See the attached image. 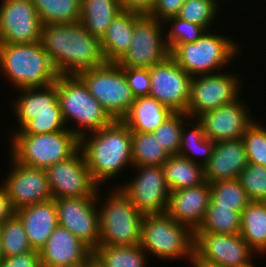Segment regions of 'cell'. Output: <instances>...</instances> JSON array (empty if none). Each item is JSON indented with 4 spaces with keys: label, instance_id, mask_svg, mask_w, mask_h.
Here are the masks:
<instances>
[{
    "label": "cell",
    "instance_id": "1",
    "mask_svg": "<svg viewBox=\"0 0 266 267\" xmlns=\"http://www.w3.org/2000/svg\"><path fill=\"white\" fill-rule=\"evenodd\" d=\"M40 41L59 75H78L107 62L100 39L81 22L44 24Z\"/></svg>",
    "mask_w": 266,
    "mask_h": 267
},
{
    "label": "cell",
    "instance_id": "2",
    "mask_svg": "<svg viewBox=\"0 0 266 267\" xmlns=\"http://www.w3.org/2000/svg\"><path fill=\"white\" fill-rule=\"evenodd\" d=\"M80 150L100 187L108 180L110 185V180L122 175L125 168L133 167L131 130L122 120H113L100 130L82 136Z\"/></svg>",
    "mask_w": 266,
    "mask_h": 267
},
{
    "label": "cell",
    "instance_id": "3",
    "mask_svg": "<svg viewBox=\"0 0 266 267\" xmlns=\"http://www.w3.org/2000/svg\"><path fill=\"white\" fill-rule=\"evenodd\" d=\"M0 71L16 90L44 88L59 76L41 41L0 43Z\"/></svg>",
    "mask_w": 266,
    "mask_h": 267
},
{
    "label": "cell",
    "instance_id": "4",
    "mask_svg": "<svg viewBox=\"0 0 266 267\" xmlns=\"http://www.w3.org/2000/svg\"><path fill=\"white\" fill-rule=\"evenodd\" d=\"M16 91L19 95L11 99L10 107L17 125L8 134L18 130L32 135L69 131L58 101L56 82L44 88Z\"/></svg>",
    "mask_w": 266,
    "mask_h": 267
},
{
    "label": "cell",
    "instance_id": "5",
    "mask_svg": "<svg viewBox=\"0 0 266 267\" xmlns=\"http://www.w3.org/2000/svg\"><path fill=\"white\" fill-rule=\"evenodd\" d=\"M110 189L106 197L101 195V187L97 192L100 223L99 245L134 246L140 244L144 215L118 186L114 185Z\"/></svg>",
    "mask_w": 266,
    "mask_h": 267
},
{
    "label": "cell",
    "instance_id": "6",
    "mask_svg": "<svg viewBox=\"0 0 266 267\" xmlns=\"http://www.w3.org/2000/svg\"><path fill=\"white\" fill-rule=\"evenodd\" d=\"M216 32L206 30L195 42L177 45L170 57L192 77L223 71L242 52V45L232 36Z\"/></svg>",
    "mask_w": 266,
    "mask_h": 267
},
{
    "label": "cell",
    "instance_id": "7",
    "mask_svg": "<svg viewBox=\"0 0 266 267\" xmlns=\"http://www.w3.org/2000/svg\"><path fill=\"white\" fill-rule=\"evenodd\" d=\"M55 82L65 124L79 139L113 121L78 75H59Z\"/></svg>",
    "mask_w": 266,
    "mask_h": 267
},
{
    "label": "cell",
    "instance_id": "8",
    "mask_svg": "<svg viewBox=\"0 0 266 267\" xmlns=\"http://www.w3.org/2000/svg\"><path fill=\"white\" fill-rule=\"evenodd\" d=\"M10 136V155L18 163L33 168L46 169L69 159L80 149V139L71 131L32 135L18 130Z\"/></svg>",
    "mask_w": 266,
    "mask_h": 267
},
{
    "label": "cell",
    "instance_id": "9",
    "mask_svg": "<svg viewBox=\"0 0 266 267\" xmlns=\"http://www.w3.org/2000/svg\"><path fill=\"white\" fill-rule=\"evenodd\" d=\"M140 246L149 258L154 256L165 261L189 259L191 264L194 257V232L167 213L144 215Z\"/></svg>",
    "mask_w": 266,
    "mask_h": 267
},
{
    "label": "cell",
    "instance_id": "10",
    "mask_svg": "<svg viewBox=\"0 0 266 267\" xmlns=\"http://www.w3.org/2000/svg\"><path fill=\"white\" fill-rule=\"evenodd\" d=\"M78 76L113 120H122L135 101L125 72L116 62H106Z\"/></svg>",
    "mask_w": 266,
    "mask_h": 267
},
{
    "label": "cell",
    "instance_id": "11",
    "mask_svg": "<svg viewBox=\"0 0 266 267\" xmlns=\"http://www.w3.org/2000/svg\"><path fill=\"white\" fill-rule=\"evenodd\" d=\"M235 72L236 70L225 73L223 70L213 74L193 76L186 114L194 119L204 112L237 100L243 94L241 87L244 81L241 79V74Z\"/></svg>",
    "mask_w": 266,
    "mask_h": 267
},
{
    "label": "cell",
    "instance_id": "12",
    "mask_svg": "<svg viewBox=\"0 0 266 267\" xmlns=\"http://www.w3.org/2000/svg\"><path fill=\"white\" fill-rule=\"evenodd\" d=\"M164 22L143 15L135 24L129 49L116 62L120 67L151 68L170 57Z\"/></svg>",
    "mask_w": 266,
    "mask_h": 267
},
{
    "label": "cell",
    "instance_id": "13",
    "mask_svg": "<svg viewBox=\"0 0 266 267\" xmlns=\"http://www.w3.org/2000/svg\"><path fill=\"white\" fill-rule=\"evenodd\" d=\"M136 175L118 187L143 215L164 214L168 209L170 190L162 166H133Z\"/></svg>",
    "mask_w": 266,
    "mask_h": 267
},
{
    "label": "cell",
    "instance_id": "14",
    "mask_svg": "<svg viewBox=\"0 0 266 267\" xmlns=\"http://www.w3.org/2000/svg\"><path fill=\"white\" fill-rule=\"evenodd\" d=\"M254 255L257 256L240 234L194 232L192 261H206L222 267H253Z\"/></svg>",
    "mask_w": 266,
    "mask_h": 267
},
{
    "label": "cell",
    "instance_id": "15",
    "mask_svg": "<svg viewBox=\"0 0 266 267\" xmlns=\"http://www.w3.org/2000/svg\"><path fill=\"white\" fill-rule=\"evenodd\" d=\"M52 198L97 197L100 186L94 181L82 151L45 169Z\"/></svg>",
    "mask_w": 266,
    "mask_h": 267
},
{
    "label": "cell",
    "instance_id": "16",
    "mask_svg": "<svg viewBox=\"0 0 266 267\" xmlns=\"http://www.w3.org/2000/svg\"><path fill=\"white\" fill-rule=\"evenodd\" d=\"M58 224L94 251L100 241L97 197L56 198Z\"/></svg>",
    "mask_w": 266,
    "mask_h": 267
},
{
    "label": "cell",
    "instance_id": "17",
    "mask_svg": "<svg viewBox=\"0 0 266 267\" xmlns=\"http://www.w3.org/2000/svg\"><path fill=\"white\" fill-rule=\"evenodd\" d=\"M10 171L1 186L5 189L15 210L52 200L45 169L18 163L10 154Z\"/></svg>",
    "mask_w": 266,
    "mask_h": 267
},
{
    "label": "cell",
    "instance_id": "18",
    "mask_svg": "<svg viewBox=\"0 0 266 267\" xmlns=\"http://www.w3.org/2000/svg\"><path fill=\"white\" fill-rule=\"evenodd\" d=\"M149 95L172 112H184L189 102L192 76L171 57L150 68Z\"/></svg>",
    "mask_w": 266,
    "mask_h": 267
},
{
    "label": "cell",
    "instance_id": "19",
    "mask_svg": "<svg viewBox=\"0 0 266 267\" xmlns=\"http://www.w3.org/2000/svg\"><path fill=\"white\" fill-rule=\"evenodd\" d=\"M42 26L32 0H0V43L40 41Z\"/></svg>",
    "mask_w": 266,
    "mask_h": 267
},
{
    "label": "cell",
    "instance_id": "20",
    "mask_svg": "<svg viewBox=\"0 0 266 267\" xmlns=\"http://www.w3.org/2000/svg\"><path fill=\"white\" fill-rule=\"evenodd\" d=\"M240 96L232 103L202 113L196 119L205 136L213 142L242 139L246 129L255 121L247 101ZM252 114V115H251Z\"/></svg>",
    "mask_w": 266,
    "mask_h": 267
},
{
    "label": "cell",
    "instance_id": "21",
    "mask_svg": "<svg viewBox=\"0 0 266 267\" xmlns=\"http://www.w3.org/2000/svg\"><path fill=\"white\" fill-rule=\"evenodd\" d=\"M39 252L42 267H87L92 263L93 251L59 225Z\"/></svg>",
    "mask_w": 266,
    "mask_h": 267
},
{
    "label": "cell",
    "instance_id": "22",
    "mask_svg": "<svg viewBox=\"0 0 266 267\" xmlns=\"http://www.w3.org/2000/svg\"><path fill=\"white\" fill-rule=\"evenodd\" d=\"M211 199V184L170 192L167 214L195 232L204 220Z\"/></svg>",
    "mask_w": 266,
    "mask_h": 267
},
{
    "label": "cell",
    "instance_id": "23",
    "mask_svg": "<svg viewBox=\"0 0 266 267\" xmlns=\"http://www.w3.org/2000/svg\"><path fill=\"white\" fill-rule=\"evenodd\" d=\"M248 164L242 139L215 142L213 154L204 166L205 179L209 183L237 179Z\"/></svg>",
    "mask_w": 266,
    "mask_h": 267
},
{
    "label": "cell",
    "instance_id": "24",
    "mask_svg": "<svg viewBox=\"0 0 266 267\" xmlns=\"http://www.w3.org/2000/svg\"><path fill=\"white\" fill-rule=\"evenodd\" d=\"M21 220L31 247L40 250L59 225L54 199L21 207L15 213Z\"/></svg>",
    "mask_w": 266,
    "mask_h": 267
},
{
    "label": "cell",
    "instance_id": "25",
    "mask_svg": "<svg viewBox=\"0 0 266 267\" xmlns=\"http://www.w3.org/2000/svg\"><path fill=\"white\" fill-rule=\"evenodd\" d=\"M142 16L137 12L123 10L112 20L106 33L100 39L102 52L107 62H117L129 49L133 39L134 24Z\"/></svg>",
    "mask_w": 266,
    "mask_h": 267
},
{
    "label": "cell",
    "instance_id": "26",
    "mask_svg": "<svg viewBox=\"0 0 266 267\" xmlns=\"http://www.w3.org/2000/svg\"><path fill=\"white\" fill-rule=\"evenodd\" d=\"M172 113L174 112L153 97H138L135 98L122 121L129 127L131 132L152 133Z\"/></svg>",
    "mask_w": 266,
    "mask_h": 267
},
{
    "label": "cell",
    "instance_id": "27",
    "mask_svg": "<svg viewBox=\"0 0 266 267\" xmlns=\"http://www.w3.org/2000/svg\"><path fill=\"white\" fill-rule=\"evenodd\" d=\"M162 169L170 192L206 182L204 167L180 155L169 156Z\"/></svg>",
    "mask_w": 266,
    "mask_h": 267
},
{
    "label": "cell",
    "instance_id": "28",
    "mask_svg": "<svg viewBox=\"0 0 266 267\" xmlns=\"http://www.w3.org/2000/svg\"><path fill=\"white\" fill-rule=\"evenodd\" d=\"M122 11L119 0H81L80 22L88 32L101 39Z\"/></svg>",
    "mask_w": 266,
    "mask_h": 267
},
{
    "label": "cell",
    "instance_id": "29",
    "mask_svg": "<svg viewBox=\"0 0 266 267\" xmlns=\"http://www.w3.org/2000/svg\"><path fill=\"white\" fill-rule=\"evenodd\" d=\"M214 148L215 142L205 136L201 123L196 118H189L181 131L178 155L204 167L209 162Z\"/></svg>",
    "mask_w": 266,
    "mask_h": 267
},
{
    "label": "cell",
    "instance_id": "30",
    "mask_svg": "<svg viewBox=\"0 0 266 267\" xmlns=\"http://www.w3.org/2000/svg\"><path fill=\"white\" fill-rule=\"evenodd\" d=\"M240 235L259 255H266V202L251 201L241 213Z\"/></svg>",
    "mask_w": 266,
    "mask_h": 267
},
{
    "label": "cell",
    "instance_id": "31",
    "mask_svg": "<svg viewBox=\"0 0 266 267\" xmlns=\"http://www.w3.org/2000/svg\"><path fill=\"white\" fill-rule=\"evenodd\" d=\"M149 256L138 245L134 246H103L93 251L92 263L97 267H147Z\"/></svg>",
    "mask_w": 266,
    "mask_h": 267
},
{
    "label": "cell",
    "instance_id": "32",
    "mask_svg": "<svg viewBox=\"0 0 266 267\" xmlns=\"http://www.w3.org/2000/svg\"><path fill=\"white\" fill-rule=\"evenodd\" d=\"M44 24L80 22L81 0H32Z\"/></svg>",
    "mask_w": 266,
    "mask_h": 267
},
{
    "label": "cell",
    "instance_id": "33",
    "mask_svg": "<svg viewBox=\"0 0 266 267\" xmlns=\"http://www.w3.org/2000/svg\"><path fill=\"white\" fill-rule=\"evenodd\" d=\"M241 213L233 207H217L211 201L204 220L195 232L214 234H240Z\"/></svg>",
    "mask_w": 266,
    "mask_h": 267
},
{
    "label": "cell",
    "instance_id": "34",
    "mask_svg": "<svg viewBox=\"0 0 266 267\" xmlns=\"http://www.w3.org/2000/svg\"><path fill=\"white\" fill-rule=\"evenodd\" d=\"M133 166H162L169 155L151 132H131Z\"/></svg>",
    "mask_w": 266,
    "mask_h": 267
},
{
    "label": "cell",
    "instance_id": "35",
    "mask_svg": "<svg viewBox=\"0 0 266 267\" xmlns=\"http://www.w3.org/2000/svg\"><path fill=\"white\" fill-rule=\"evenodd\" d=\"M210 184V201L217 207H233V210L242 213L251 202L238 178L217 181Z\"/></svg>",
    "mask_w": 266,
    "mask_h": 267
},
{
    "label": "cell",
    "instance_id": "36",
    "mask_svg": "<svg viewBox=\"0 0 266 267\" xmlns=\"http://www.w3.org/2000/svg\"><path fill=\"white\" fill-rule=\"evenodd\" d=\"M0 232L4 257L19 255L33 249L22 222L16 214L0 225Z\"/></svg>",
    "mask_w": 266,
    "mask_h": 267
},
{
    "label": "cell",
    "instance_id": "37",
    "mask_svg": "<svg viewBox=\"0 0 266 267\" xmlns=\"http://www.w3.org/2000/svg\"><path fill=\"white\" fill-rule=\"evenodd\" d=\"M189 118L184 112H174L152 132L156 140L160 143L159 145L164 148L169 156L178 155L181 131L184 123Z\"/></svg>",
    "mask_w": 266,
    "mask_h": 267
},
{
    "label": "cell",
    "instance_id": "38",
    "mask_svg": "<svg viewBox=\"0 0 266 267\" xmlns=\"http://www.w3.org/2000/svg\"><path fill=\"white\" fill-rule=\"evenodd\" d=\"M220 9L213 0H185L177 16L210 30Z\"/></svg>",
    "mask_w": 266,
    "mask_h": 267
},
{
    "label": "cell",
    "instance_id": "39",
    "mask_svg": "<svg viewBox=\"0 0 266 267\" xmlns=\"http://www.w3.org/2000/svg\"><path fill=\"white\" fill-rule=\"evenodd\" d=\"M166 29V42L170 52L183 43H191L198 40L206 31L203 26L188 22L178 16L170 17L164 22ZM169 28V30H167Z\"/></svg>",
    "mask_w": 266,
    "mask_h": 267
},
{
    "label": "cell",
    "instance_id": "40",
    "mask_svg": "<svg viewBox=\"0 0 266 267\" xmlns=\"http://www.w3.org/2000/svg\"><path fill=\"white\" fill-rule=\"evenodd\" d=\"M255 121L246 129L242 140L248 163L266 166V126L259 119Z\"/></svg>",
    "mask_w": 266,
    "mask_h": 267
},
{
    "label": "cell",
    "instance_id": "41",
    "mask_svg": "<svg viewBox=\"0 0 266 267\" xmlns=\"http://www.w3.org/2000/svg\"><path fill=\"white\" fill-rule=\"evenodd\" d=\"M238 180L251 201L266 202V166L249 163Z\"/></svg>",
    "mask_w": 266,
    "mask_h": 267
},
{
    "label": "cell",
    "instance_id": "42",
    "mask_svg": "<svg viewBox=\"0 0 266 267\" xmlns=\"http://www.w3.org/2000/svg\"><path fill=\"white\" fill-rule=\"evenodd\" d=\"M135 98L149 95L151 87L150 68L122 67Z\"/></svg>",
    "mask_w": 266,
    "mask_h": 267
},
{
    "label": "cell",
    "instance_id": "43",
    "mask_svg": "<svg viewBox=\"0 0 266 267\" xmlns=\"http://www.w3.org/2000/svg\"><path fill=\"white\" fill-rule=\"evenodd\" d=\"M184 2L185 0H156L148 16L165 22L168 18L178 15Z\"/></svg>",
    "mask_w": 266,
    "mask_h": 267
},
{
    "label": "cell",
    "instance_id": "44",
    "mask_svg": "<svg viewBox=\"0 0 266 267\" xmlns=\"http://www.w3.org/2000/svg\"><path fill=\"white\" fill-rule=\"evenodd\" d=\"M0 267H42L40 252L32 249L19 255L4 257Z\"/></svg>",
    "mask_w": 266,
    "mask_h": 267
},
{
    "label": "cell",
    "instance_id": "45",
    "mask_svg": "<svg viewBox=\"0 0 266 267\" xmlns=\"http://www.w3.org/2000/svg\"><path fill=\"white\" fill-rule=\"evenodd\" d=\"M156 0H119L122 10L148 15Z\"/></svg>",
    "mask_w": 266,
    "mask_h": 267
},
{
    "label": "cell",
    "instance_id": "46",
    "mask_svg": "<svg viewBox=\"0 0 266 267\" xmlns=\"http://www.w3.org/2000/svg\"><path fill=\"white\" fill-rule=\"evenodd\" d=\"M16 213L5 189L0 185V225Z\"/></svg>",
    "mask_w": 266,
    "mask_h": 267
},
{
    "label": "cell",
    "instance_id": "47",
    "mask_svg": "<svg viewBox=\"0 0 266 267\" xmlns=\"http://www.w3.org/2000/svg\"><path fill=\"white\" fill-rule=\"evenodd\" d=\"M190 265H192L193 267H222L206 261H191Z\"/></svg>",
    "mask_w": 266,
    "mask_h": 267
},
{
    "label": "cell",
    "instance_id": "48",
    "mask_svg": "<svg viewBox=\"0 0 266 267\" xmlns=\"http://www.w3.org/2000/svg\"><path fill=\"white\" fill-rule=\"evenodd\" d=\"M4 258L3 254H2V247H1V232H0V262L2 261V259Z\"/></svg>",
    "mask_w": 266,
    "mask_h": 267
},
{
    "label": "cell",
    "instance_id": "49",
    "mask_svg": "<svg viewBox=\"0 0 266 267\" xmlns=\"http://www.w3.org/2000/svg\"><path fill=\"white\" fill-rule=\"evenodd\" d=\"M213 1L221 8V6L223 5L221 2L225 1L226 3L227 0H213Z\"/></svg>",
    "mask_w": 266,
    "mask_h": 267
},
{
    "label": "cell",
    "instance_id": "50",
    "mask_svg": "<svg viewBox=\"0 0 266 267\" xmlns=\"http://www.w3.org/2000/svg\"><path fill=\"white\" fill-rule=\"evenodd\" d=\"M87 267H97L94 263H90Z\"/></svg>",
    "mask_w": 266,
    "mask_h": 267
}]
</instances>
